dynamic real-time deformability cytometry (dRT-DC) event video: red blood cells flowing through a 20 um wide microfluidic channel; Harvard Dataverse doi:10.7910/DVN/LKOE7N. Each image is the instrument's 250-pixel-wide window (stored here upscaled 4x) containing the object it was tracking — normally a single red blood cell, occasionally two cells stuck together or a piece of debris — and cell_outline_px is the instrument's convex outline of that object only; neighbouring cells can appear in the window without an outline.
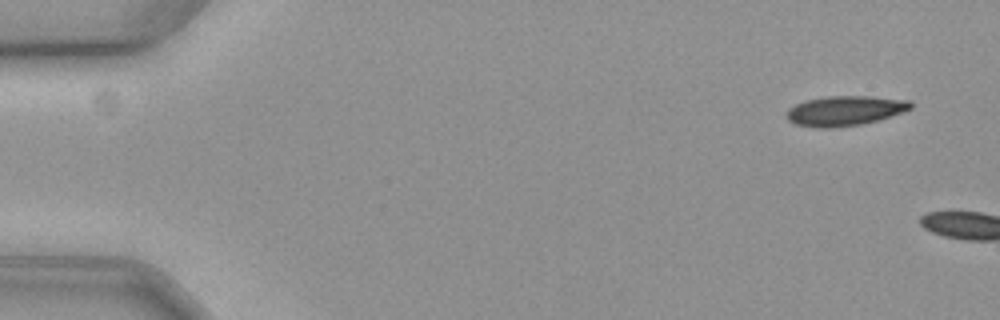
{"species": "common noctule bat (a hibernating species)", "species_latin": "Nyctalus noctula", "temperature_condition": "cold", "stored_images_in_passage": 7, "camera_frame_rate_fps": 3000, "um_per_image_px": 0.085, "animal": {"sex": "female", "body_mass_g": 19.3, "forearm_length_mm": 54.1}, "frame": {"image": 1, "passage_image": 4, "time_ms": 1.0, "image_size_px": [1000, 320], "cell_outline_px": [[912, 108], [880, 120], [860, 124], [828, 128], [820, 128], [796, 124], [788, 120], [788, 108], [804, 100], [828, 96], [872, 96], [908, 100], [912, 104]], "centroid_in_image_um": [71.82, 9.4], "position_along_channel_um": 13.2, "area_um2": 21.44}}